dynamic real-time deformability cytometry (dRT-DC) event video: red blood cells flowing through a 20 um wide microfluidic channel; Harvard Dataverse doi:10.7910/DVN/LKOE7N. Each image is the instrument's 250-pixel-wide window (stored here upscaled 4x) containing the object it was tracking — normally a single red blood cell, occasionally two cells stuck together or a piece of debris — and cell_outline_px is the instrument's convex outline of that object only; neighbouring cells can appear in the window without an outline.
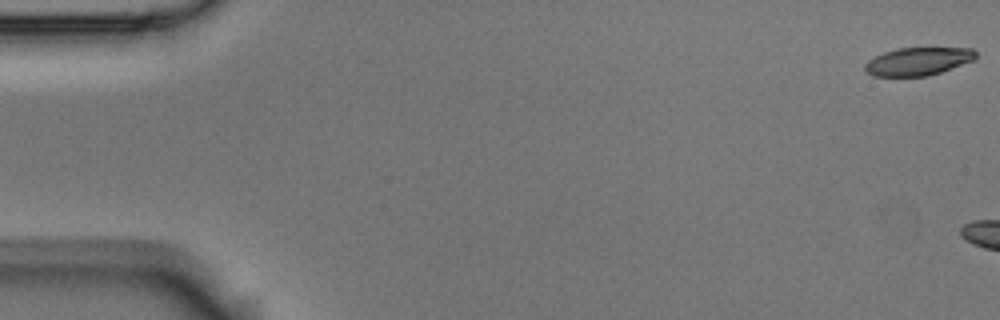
{"species": "Egyptian fruit bat (a non-hibernating species)", "species_latin": "Rousettus aegyptiacus", "temperature_condition": "room temperature", "stored_images_in_passage": 6, "camera_frame_rate_fps": 3000, "um_per_image_px": 0.085, "animal": {"sex": "male"}, "frame": {"image": 1, "passage_image": 1, "time_ms": 0.0, "image_size_px": [1000, 320], "cell_outline_px": [[976, 60], [928, 76], [872, 76], [864, 68], [864, 64], [868, 60], [884, 52], [896, 48], [972, 48], [976, 52]], "centroid_in_image_um": [78.05, 5.21], "position_along_channel_um": 7.0, "area_um2": 18.09}}